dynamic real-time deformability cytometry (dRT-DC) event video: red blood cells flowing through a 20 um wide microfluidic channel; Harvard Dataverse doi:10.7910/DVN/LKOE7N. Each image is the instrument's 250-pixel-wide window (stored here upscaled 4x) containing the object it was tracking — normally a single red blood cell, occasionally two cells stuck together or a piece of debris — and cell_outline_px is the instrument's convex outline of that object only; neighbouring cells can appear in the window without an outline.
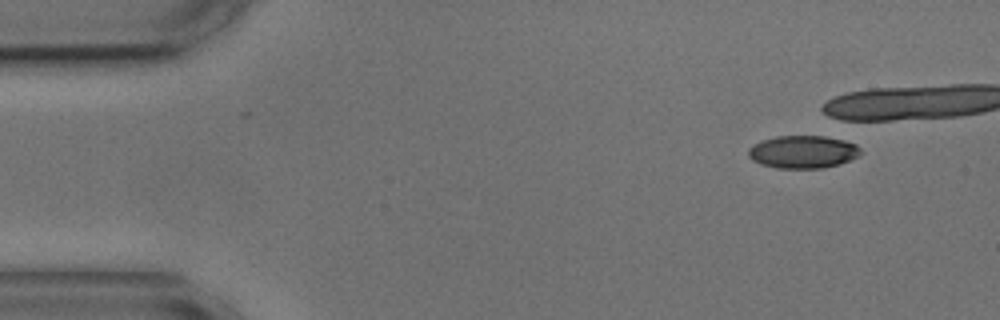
{"species": "common noctule bat (a hibernating species)", "species_latin": "Nyctalus noctula", "temperature_condition": "cold", "stored_images_in_passage": 4, "camera_frame_rate_fps": 3000, "um_per_image_px": 0.085, "animal": {"sex": "male", "body_mass_g": 17.9, "forearm_length_mm": 54.2}, "frame": {"image": 1, "passage_image": 1, "time_ms": 0.0, "image_size_px": [1000, 320], "cell_outline_px": [[860, 152], [856, 156], [840, 164], [820, 168], [776, 168], [760, 164], [752, 160], [748, 156], [748, 148], [752, 144], [776, 136], [824, 136], [844, 140], [856, 144], [860, 148]], "centroid_in_image_um": [68.2, 12.91], "position_along_channel_um": 16.8, "area_um2": 21.33}}